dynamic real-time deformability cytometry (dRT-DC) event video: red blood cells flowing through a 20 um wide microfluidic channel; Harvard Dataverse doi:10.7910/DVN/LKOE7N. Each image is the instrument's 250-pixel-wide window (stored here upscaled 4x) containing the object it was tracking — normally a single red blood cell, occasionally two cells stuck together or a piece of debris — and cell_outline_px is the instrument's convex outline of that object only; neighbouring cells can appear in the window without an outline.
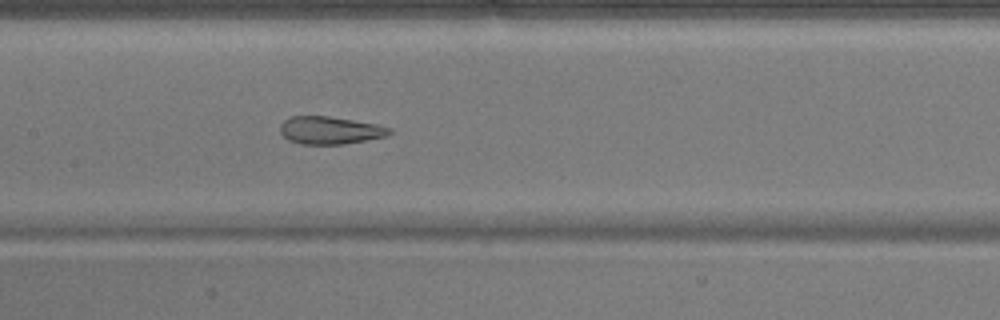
{"species": "common noctule bat (a hibernating species)", "species_latin": "Nyctalus noctula", "temperature_condition": "warm", "stored_images_in_passage": 29, "camera_frame_rate_fps": 3000, "um_per_image_px": 0.085, "animal": {"sex": "male", "body_mass_g": 17.9}, "frame": {"image": 1, "passage_image": 12, "time_ms": 3.667, "image_size_px": [1000, 320], "cell_outline_px": [[392, 132], [384, 136], [344, 144], [300, 144], [288, 140], [280, 132], [280, 124], [288, 116], [328, 116], [376, 124], [392, 128]], "centroid_in_image_um": [28.0, 11.07], "position_along_channel_um": 179.4, "area_um2": 17.51}}
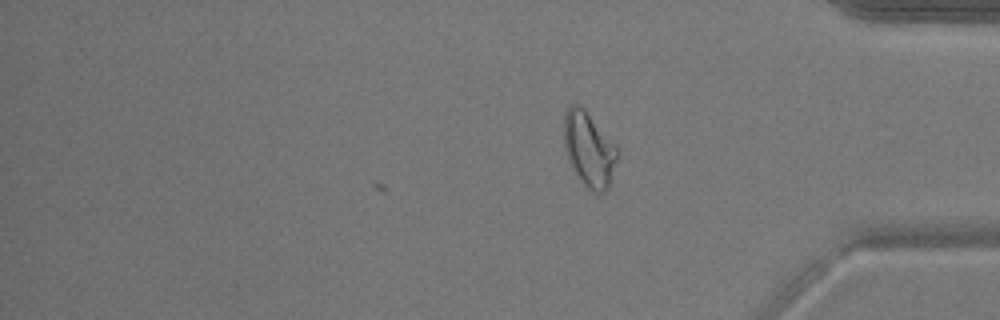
{"frame": {"image": 2, "passage_image": 29, "time_ms": 9.333, "image_size_px": [1000, 320], "cell_outline_px": [[620, 152], [608, 188], [604, 192], [592, 192], [580, 180], [572, 168], [564, 148], [564, 112], [572, 104], [580, 104], [584, 108], [616, 144]], "centroid_in_image_um": [50.08, 12.67], "position_along_channel_um": 385.1, "area_um2": 23.47}, "authors_computed_cell_mechanics": {"area_um2": 18.207, "velocity_mm_per_s": 3.9081, "shape_relaxation_time_tau1_ms": null, "shape_relaxation_time_tau2_ms": 0.9957, "deformation_change_tau1": null, "deformation_change_tau2": 0.0886}}